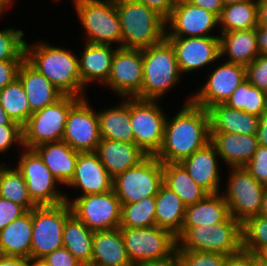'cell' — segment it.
Masks as SVG:
<instances>
[{"instance_id": "obj_5", "label": "cell", "mask_w": 267, "mask_h": 266, "mask_svg": "<svg viewBox=\"0 0 267 266\" xmlns=\"http://www.w3.org/2000/svg\"><path fill=\"white\" fill-rule=\"evenodd\" d=\"M177 249L231 255L242 249V224L231 215L215 225L182 227L176 235Z\"/></svg>"}, {"instance_id": "obj_20", "label": "cell", "mask_w": 267, "mask_h": 266, "mask_svg": "<svg viewBox=\"0 0 267 266\" xmlns=\"http://www.w3.org/2000/svg\"><path fill=\"white\" fill-rule=\"evenodd\" d=\"M66 186L81 189L79 196L104 193L113 190V178L96 152H79L74 176Z\"/></svg>"}, {"instance_id": "obj_63", "label": "cell", "mask_w": 267, "mask_h": 266, "mask_svg": "<svg viewBox=\"0 0 267 266\" xmlns=\"http://www.w3.org/2000/svg\"><path fill=\"white\" fill-rule=\"evenodd\" d=\"M260 258L267 263V250L260 256Z\"/></svg>"}, {"instance_id": "obj_32", "label": "cell", "mask_w": 267, "mask_h": 266, "mask_svg": "<svg viewBox=\"0 0 267 266\" xmlns=\"http://www.w3.org/2000/svg\"><path fill=\"white\" fill-rule=\"evenodd\" d=\"M220 194H208L201 201L186 206L182 227H207L224 222L230 213L223 194Z\"/></svg>"}, {"instance_id": "obj_53", "label": "cell", "mask_w": 267, "mask_h": 266, "mask_svg": "<svg viewBox=\"0 0 267 266\" xmlns=\"http://www.w3.org/2000/svg\"><path fill=\"white\" fill-rule=\"evenodd\" d=\"M258 117L259 125L256 134L258 145L267 147V110L261 113Z\"/></svg>"}, {"instance_id": "obj_27", "label": "cell", "mask_w": 267, "mask_h": 266, "mask_svg": "<svg viewBox=\"0 0 267 266\" xmlns=\"http://www.w3.org/2000/svg\"><path fill=\"white\" fill-rule=\"evenodd\" d=\"M34 150L59 183L66 186L71 181L75 173L78 151L64 141L44 143Z\"/></svg>"}, {"instance_id": "obj_8", "label": "cell", "mask_w": 267, "mask_h": 266, "mask_svg": "<svg viewBox=\"0 0 267 266\" xmlns=\"http://www.w3.org/2000/svg\"><path fill=\"white\" fill-rule=\"evenodd\" d=\"M79 99L63 95L56 102L33 112L22 127L23 147L34 149L44 143L62 141L68 112Z\"/></svg>"}, {"instance_id": "obj_9", "label": "cell", "mask_w": 267, "mask_h": 266, "mask_svg": "<svg viewBox=\"0 0 267 266\" xmlns=\"http://www.w3.org/2000/svg\"><path fill=\"white\" fill-rule=\"evenodd\" d=\"M71 213V206L67 202L32 209L31 259H42L63 247L64 223Z\"/></svg>"}, {"instance_id": "obj_65", "label": "cell", "mask_w": 267, "mask_h": 266, "mask_svg": "<svg viewBox=\"0 0 267 266\" xmlns=\"http://www.w3.org/2000/svg\"><path fill=\"white\" fill-rule=\"evenodd\" d=\"M5 163H0V171H1V168H2V166L4 165Z\"/></svg>"}, {"instance_id": "obj_61", "label": "cell", "mask_w": 267, "mask_h": 266, "mask_svg": "<svg viewBox=\"0 0 267 266\" xmlns=\"http://www.w3.org/2000/svg\"><path fill=\"white\" fill-rule=\"evenodd\" d=\"M30 266H48V265L41 259H31Z\"/></svg>"}, {"instance_id": "obj_40", "label": "cell", "mask_w": 267, "mask_h": 266, "mask_svg": "<svg viewBox=\"0 0 267 266\" xmlns=\"http://www.w3.org/2000/svg\"><path fill=\"white\" fill-rule=\"evenodd\" d=\"M120 228H147L156 226L155 197H147L131 204H121Z\"/></svg>"}, {"instance_id": "obj_51", "label": "cell", "mask_w": 267, "mask_h": 266, "mask_svg": "<svg viewBox=\"0 0 267 266\" xmlns=\"http://www.w3.org/2000/svg\"><path fill=\"white\" fill-rule=\"evenodd\" d=\"M138 2L144 4L145 6L156 11L165 20H167L172 10L177 3V0H137Z\"/></svg>"}, {"instance_id": "obj_35", "label": "cell", "mask_w": 267, "mask_h": 266, "mask_svg": "<svg viewBox=\"0 0 267 266\" xmlns=\"http://www.w3.org/2000/svg\"><path fill=\"white\" fill-rule=\"evenodd\" d=\"M156 226L172 232L175 236L181 231L184 223L186 206L182 200L164 184L155 196Z\"/></svg>"}, {"instance_id": "obj_18", "label": "cell", "mask_w": 267, "mask_h": 266, "mask_svg": "<svg viewBox=\"0 0 267 266\" xmlns=\"http://www.w3.org/2000/svg\"><path fill=\"white\" fill-rule=\"evenodd\" d=\"M218 25L219 17L216 14L187 0H177L170 17L166 20L165 37L216 36L210 34Z\"/></svg>"}, {"instance_id": "obj_25", "label": "cell", "mask_w": 267, "mask_h": 266, "mask_svg": "<svg viewBox=\"0 0 267 266\" xmlns=\"http://www.w3.org/2000/svg\"><path fill=\"white\" fill-rule=\"evenodd\" d=\"M116 49L114 50L111 45L90 43L84 45L81 58H78L79 73L84 88L95 81L102 85L107 82Z\"/></svg>"}, {"instance_id": "obj_55", "label": "cell", "mask_w": 267, "mask_h": 266, "mask_svg": "<svg viewBox=\"0 0 267 266\" xmlns=\"http://www.w3.org/2000/svg\"><path fill=\"white\" fill-rule=\"evenodd\" d=\"M31 258L17 256H0V266H30Z\"/></svg>"}, {"instance_id": "obj_7", "label": "cell", "mask_w": 267, "mask_h": 266, "mask_svg": "<svg viewBox=\"0 0 267 266\" xmlns=\"http://www.w3.org/2000/svg\"><path fill=\"white\" fill-rule=\"evenodd\" d=\"M129 260L133 265L144 261L173 259L177 249L176 236L157 226L120 228Z\"/></svg>"}, {"instance_id": "obj_43", "label": "cell", "mask_w": 267, "mask_h": 266, "mask_svg": "<svg viewBox=\"0 0 267 266\" xmlns=\"http://www.w3.org/2000/svg\"><path fill=\"white\" fill-rule=\"evenodd\" d=\"M226 255L206 251L176 250L178 266H223Z\"/></svg>"}, {"instance_id": "obj_1", "label": "cell", "mask_w": 267, "mask_h": 266, "mask_svg": "<svg viewBox=\"0 0 267 266\" xmlns=\"http://www.w3.org/2000/svg\"><path fill=\"white\" fill-rule=\"evenodd\" d=\"M187 99L171 120L166 117L162 145L154 155L162 163H180L210 142L208 110L195 105L191 96Z\"/></svg>"}, {"instance_id": "obj_13", "label": "cell", "mask_w": 267, "mask_h": 266, "mask_svg": "<svg viewBox=\"0 0 267 266\" xmlns=\"http://www.w3.org/2000/svg\"><path fill=\"white\" fill-rule=\"evenodd\" d=\"M157 100L130 98V120L134 143L148 156H154L163 141L167 114Z\"/></svg>"}, {"instance_id": "obj_31", "label": "cell", "mask_w": 267, "mask_h": 266, "mask_svg": "<svg viewBox=\"0 0 267 266\" xmlns=\"http://www.w3.org/2000/svg\"><path fill=\"white\" fill-rule=\"evenodd\" d=\"M120 105L97 112L100 137L121 142L134 143L130 120V98L122 99Z\"/></svg>"}, {"instance_id": "obj_50", "label": "cell", "mask_w": 267, "mask_h": 266, "mask_svg": "<svg viewBox=\"0 0 267 266\" xmlns=\"http://www.w3.org/2000/svg\"><path fill=\"white\" fill-rule=\"evenodd\" d=\"M23 61H0V90L12 83L18 76Z\"/></svg>"}, {"instance_id": "obj_14", "label": "cell", "mask_w": 267, "mask_h": 266, "mask_svg": "<svg viewBox=\"0 0 267 266\" xmlns=\"http://www.w3.org/2000/svg\"><path fill=\"white\" fill-rule=\"evenodd\" d=\"M23 148L16 168L21 172L28 193L37 206L66 202L65 194L57 191L59 183L34 149ZM58 184V185H57ZM57 186V187H56Z\"/></svg>"}, {"instance_id": "obj_46", "label": "cell", "mask_w": 267, "mask_h": 266, "mask_svg": "<svg viewBox=\"0 0 267 266\" xmlns=\"http://www.w3.org/2000/svg\"><path fill=\"white\" fill-rule=\"evenodd\" d=\"M18 143L23 147V131L20 125L0 126V152H7L12 145Z\"/></svg>"}, {"instance_id": "obj_39", "label": "cell", "mask_w": 267, "mask_h": 266, "mask_svg": "<svg viewBox=\"0 0 267 266\" xmlns=\"http://www.w3.org/2000/svg\"><path fill=\"white\" fill-rule=\"evenodd\" d=\"M227 106L259 116L267 110V93L243 81L224 103Z\"/></svg>"}, {"instance_id": "obj_30", "label": "cell", "mask_w": 267, "mask_h": 266, "mask_svg": "<svg viewBox=\"0 0 267 266\" xmlns=\"http://www.w3.org/2000/svg\"><path fill=\"white\" fill-rule=\"evenodd\" d=\"M219 37L221 57L228 56V62L246 67L260 55L255 28L222 32Z\"/></svg>"}, {"instance_id": "obj_15", "label": "cell", "mask_w": 267, "mask_h": 266, "mask_svg": "<svg viewBox=\"0 0 267 266\" xmlns=\"http://www.w3.org/2000/svg\"><path fill=\"white\" fill-rule=\"evenodd\" d=\"M101 140L97 111L87 98H80L69 110L62 141L78 152H95Z\"/></svg>"}, {"instance_id": "obj_33", "label": "cell", "mask_w": 267, "mask_h": 266, "mask_svg": "<svg viewBox=\"0 0 267 266\" xmlns=\"http://www.w3.org/2000/svg\"><path fill=\"white\" fill-rule=\"evenodd\" d=\"M93 233L73 213L66 218L63 228V247L84 266L91 265Z\"/></svg>"}, {"instance_id": "obj_12", "label": "cell", "mask_w": 267, "mask_h": 266, "mask_svg": "<svg viewBox=\"0 0 267 266\" xmlns=\"http://www.w3.org/2000/svg\"><path fill=\"white\" fill-rule=\"evenodd\" d=\"M72 213L92 232L112 230L120 227L122 205L114 190L88 194L69 199Z\"/></svg>"}, {"instance_id": "obj_26", "label": "cell", "mask_w": 267, "mask_h": 266, "mask_svg": "<svg viewBox=\"0 0 267 266\" xmlns=\"http://www.w3.org/2000/svg\"><path fill=\"white\" fill-rule=\"evenodd\" d=\"M92 248L90 266H134L127 255L120 227L94 232Z\"/></svg>"}, {"instance_id": "obj_62", "label": "cell", "mask_w": 267, "mask_h": 266, "mask_svg": "<svg viewBox=\"0 0 267 266\" xmlns=\"http://www.w3.org/2000/svg\"><path fill=\"white\" fill-rule=\"evenodd\" d=\"M245 0H222V3L224 6L229 5V4H234V3H239L243 2Z\"/></svg>"}, {"instance_id": "obj_36", "label": "cell", "mask_w": 267, "mask_h": 266, "mask_svg": "<svg viewBox=\"0 0 267 266\" xmlns=\"http://www.w3.org/2000/svg\"><path fill=\"white\" fill-rule=\"evenodd\" d=\"M221 32L254 29L258 25L257 0L229 4L219 17Z\"/></svg>"}, {"instance_id": "obj_22", "label": "cell", "mask_w": 267, "mask_h": 266, "mask_svg": "<svg viewBox=\"0 0 267 266\" xmlns=\"http://www.w3.org/2000/svg\"><path fill=\"white\" fill-rule=\"evenodd\" d=\"M95 152L112 178L139 165L148 157L135 143L102 138Z\"/></svg>"}, {"instance_id": "obj_54", "label": "cell", "mask_w": 267, "mask_h": 266, "mask_svg": "<svg viewBox=\"0 0 267 266\" xmlns=\"http://www.w3.org/2000/svg\"><path fill=\"white\" fill-rule=\"evenodd\" d=\"M255 33L259 54L267 55V27L257 25Z\"/></svg>"}, {"instance_id": "obj_11", "label": "cell", "mask_w": 267, "mask_h": 266, "mask_svg": "<svg viewBox=\"0 0 267 266\" xmlns=\"http://www.w3.org/2000/svg\"><path fill=\"white\" fill-rule=\"evenodd\" d=\"M228 187L223 194L230 215L244 223L248 218L261 214L266 186L259 183L245 167H229Z\"/></svg>"}, {"instance_id": "obj_37", "label": "cell", "mask_w": 267, "mask_h": 266, "mask_svg": "<svg viewBox=\"0 0 267 266\" xmlns=\"http://www.w3.org/2000/svg\"><path fill=\"white\" fill-rule=\"evenodd\" d=\"M5 165L0 171V197L21 205L26 211L36 208L21 172L16 167Z\"/></svg>"}, {"instance_id": "obj_10", "label": "cell", "mask_w": 267, "mask_h": 266, "mask_svg": "<svg viewBox=\"0 0 267 266\" xmlns=\"http://www.w3.org/2000/svg\"><path fill=\"white\" fill-rule=\"evenodd\" d=\"M163 185V163L148 156L139 165L113 178V190L121 204H131L155 197Z\"/></svg>"}, {"instance_id": "obj_2", "label": "cell", "mask_w": 267, "mask_h": 266, "mask_svg": "<svg viewBox=\"0 0 267 266\" xmlns=\"http://www.w3.org/2000/svg\"><path fill=\"white\" fill-rule=\"evenodd\" d=\"M25 59L42 73L60 92L84 98L76 54L70 50L51 46L43 41L30 45L26 42Z\"/></svg>"}, {"instance_id": "obj_42", "label": "cell", "mask_w": 267, "mask_h": 266, "mask_svg": "<svg viewBox=\"0 0 267 266\" xmlns=\"http://www.w3.org/2000/svg\"><path fill=\"white\" fill-rule=\"evenodd\" d=\"M24 32L15 28L0 30V61H23L26 55Z\"/></svg>"}, {"instance_id": "obj_34", "label": "cell", "mask_w": 267, "mask_h": 266, "mask_svg": "<svg viewBox=\"0 0 267 266\" xmlns=\"http://www.w3.org/2000/svg\"><path fill=\"white\" fill-rule=\"evenodd\" d=\"M163 184L185 204H195L209 193L194 182L181 163H163Z\"/></svg>"}, {"instance_id": "obj_17", "label": "cell", "mask_w": 267, "mask_h": 266, "mask_svg": "<svg viewBox=\"0 0 267 266\" xmlns=\"http://www.w3.org/2000/svg\"><path fill=\"white\" fill-rule=\"evenodd\" d=\"M207 79L205 85L195 94H191V101L208 110L216 104L225 103L233 91L246 78V67L232 62L218 64ZM193 95V96H192Z\"/></svg>"}, {"instance_id": "obj_28", "label": "cell", "mask_w": 267, "mask_h": 266, "mask_svg": "<svg viewBox=\"0 0 267 266\" xmlns=\"http://www.w3.org/2000/svg\"><path fill=\"white\" fill-rule=\"evenodd\" d=\"M210 132H229L243 135H256L259 117L231 108L224 103L213 105L208 109Z\"/></svg>"}, {"instance_id": "obj_60", "label": "cell", "mask_w": 267, "mask_h": 266, "mask_svg": "<svg viewBox=\"0 0 267 266\" xmlns=\"http://www.w3.org/2000/svg\"><path fill=\"white\" fill-rule=\"evenodd\" d=\"M13 1L14 0H0V14H2L10 5L12 6Z\"/></svg>"}, {"instance_id": "obj_56", "label": "cell", "mask_w": 267, "mask_h": 266, "mask_svg": "<svg viewBox=\"0 0 267 266\" xmlns=\"http://www.w3.org/2000/svg\"><path fill=\"white\" fill-rule=\"evenodd\" d=\"M258 25L267 27V0H257Z\"/></svg>"}, {"instance_id": "obj_64", "label": "cell", "mask_w": 267, "mask_h": 266, "mask_svg": "<svg viewBox=\"0 0 267 266\" xmlns=\"http://www.w3.org/2000/svg\"><path fill=\"white\" fill-rule=\"evenodd\" d=\"M258 266H267V263H265L259 256V265Z\"/></svg>"}, {"instance_id": "obj_21", "label": "cell", "mask_w": 267, "mask_h": 266, "mask_svg": "<svg viewBox=\"0 0 267 266\" xmlns=\"http://www.w3.org/2000/svg\"><path fill=\"white\" fill-rule=\"evenodd\" d=\"M218 156L216 148L209 142L180 162L194 182L209 194H216L221 191L219 173L221 168L217 162Z\"/></svg>"}, {"instance_id": "obj_58", "label": "cell", "mask_w": 267, "mask_h": 266, "mask_svg": "<svg viewBox=\"0 0 267 266\" xmlns=\"http://www.w3.org/2000/svg\"><path fill=\"white\" fill-rule=\"evenodd\" d=\"M1 125H19L18 123L14 122L9 115L5 112L3 107L0 104V126Z\"/></svg>"}, {"instance_id": "obj_48", "label": "cell", "mask_w": 267, "mask_h": 266, "mask_svg": "<svg viewBox=\"0 0 267 266\" xmlns=\"http://www.w3.org/2000/svg\"><path fill=\"white\" fill-rule=\"evenodd\" d=\"M41 260L48 266H84L65 247L56 249Z\"/></svg>"}, {"instance_id": "obj_24", "label": "cell", "mask_w": 267, "mask_h": 266, "mask_svg": "<svg viewBox=\"0 0 267 266\" xmlns=\"http://www.w3.org/2000/svg\"><path fill=\"white\" fill-rule=\"evenodd\" d=\"M17 78L22 83L32 112L43 109L64 95L26 59L19 67Z\"/></svg>"}, {"instance_id": "obj_4", "label": "cell", "mask_w": 267, "mask_h": 266, "mask_svg": "<svg viewBox=\"0 0 267 266\" xmlns=\"http://www.w3.org/2000/svg\"><path fill=\"white\" fill-rule=\"evenodd\" d=\"M142 57L143 83L141 92L135 98L158 101L182 78L175 50L165 38L156 45L142 49Z\"/></svg>"}, {"instance_id": "obj_59", "label": "cell", "mask_w": 267, "mask_h": 266, "mask_svg": "<svg viewBox=\"0 0 267 266\" xmlns=\"http://www.w3.org/2000/svg\"><path fill=\"white\" fill-rule=\"evenodd\" d=\"M260 215L267 218V186L263 194V203H262V209H261Z\"/></svg>"}, {"instance_id": "obj_45", "label": "cell", "mask_w": 267, "mask_h": 266, "mask_svg": "<svg viewBox=\"0 0 267 266\" xmlns=\"http://www.w3.org/2000/svg\"><path fill=\"white\" fill-rule=\"evenodd\" d=\"M244 167L259 183L267 186V147L258 145L252 159Z\"/></svg>"}, {"instance_id": "obj_3", "label": "cell", "mask_w": 267, "mask_h": 266, "mask_svg": "<svg viewBox=\"0 0 267 266\" xmlns=\"http://www.w3.org/2000/svg\"><path fill=\"white\" fill-rule=\"evenodd\" d=\"M120 20L121 47L144 49L166 36V20L137 0H115Z\"/></svg>"}, {"instance_id": "obj_38", "label": "cell", "mask_w": 267, "mask_h": 266, "mask_svg": "<svg viewBox=\"0 0 267 266\" xmlns=\"http://www.w3.org/2000/svg\"><path fill=\"white\" fill-rule=\"evenodd\" d=\"M0 104L9 117L23 127L32 115L21 81L16 78L0 90Z\"/></svg>"}, {"instance_id": "obj_6", "label": "cell", "mask_w": 267, "mask_h": 266, "mask_svg": "<svg viewBox=\"0 0 267 266\" xmlns=\"http://www.w3.org/2000/svg\"><path fill=\"white\" fill-rule=\"evenodd\" d=\"M86 43L121 47V25L115 0H73Z\"/></svg>"}, {"instance_id": "obj_16", "label": "cell", "mask_w": 267, "mask_h": 266, "mask_svg": "<svg viewBox=\"0 0 267 266\" xmlns=\"http://www.w3.org/2000/svg\"><path fill=\"white\" fill-rule=\"evenodd\" d=\"M143 83L142 49L117 47L107 85L122 98H135Z\"/></svg>"}, {"instance_id": "obj_49", "label": "cell", "mask_w": 267, "mask_h": 266, "mask_svg": "<svg viewBox=\"0 0 267 266\" xmlns=\"http://www.w3.org/2000/svg\"><path fill=\"white\" fill-rule=\"evenodd\" d=\"M259 256L253 252L241 249L239 252L228 255L223 266H258Z\"/></svg>"}, {"instance_id": "obj_57", "label": "cell", "mask_w": 267, "mask_h": 266, "mask_svg": "<svg viewBox=\"0 0 267 266\" xmlns=\"http://www.w3.org/2000/svg\"><path fill=\"white\" fill-rule=\"evenodd\" d=\"M134 266H178V263L176 258L174 257L173 259L164 261H144Z\"/></svg>"}, {"instance_id": "obj_47", "label": "cell", "mask_w": 267, "mask_h": 266, "mask_svg": "<svg viewBox=\"0 0 267 266\" xmlns=\"http://www.w3.org/2000/svg\"><path fill=\"white\" fill-rule=\"evenodd\" d=\"M25 212L21 205L0 197V231Z\"/></svg>"}, {"instance_id": "obj_23", "label": "cell", "mask_w": 267, "mask_h": 266, "mask_svg": "<svg viewBox=\"0 0 267 266\" xmlns=\"http://www.w3.org/2000/svg\"><path fill=\"white\" fill-rule=\"evenodd\" d=\"M210 142L228 168L244 167L252 159L258 146L256 135L229 132H210Z\"/></svg>"}, {"instance_id": "obj_19", "label": "cell", "mask_w": 267, "mask_h": 266, "mask_svg": "<svg viewBox=\"0 0 267 266\" xmlns=\"http://www.w3.org/2000/svg\"><path fill=\"white\" fill-rule=\"evenodd\" d=\"M173 46L181 74L198 70L221 58L220 37H165Z\"/></svg>"}, {"instance_id": "obj_41", "label": "cell", "mask_w": 267, "mask_h": 266, "mask_svg": "<svg viewBox=\"0 0 267 266\" xmlns=\"http://www.w3.org/2000/svg\"><path fill=\"white\" fill-rule=\"evenodd\" d=\"M242 249L258 256L267 250V218L258 215L242 223Z\"/></svg>"}, {"instance_id": "obj_29", "label": "cell", "mask_w": 267, "mask_h": 266, "mask_svg": "<svg viewBox=\"0 0 267 266\" xmlns=\"http://www.w3.org/2000/svg\"><path fill=\"white\" fill-rule=\"evenodd\" d=\"M32 231V210H28L0 231V253L30 258Z\"/></svg>"}, {"instance_id": "obj_52", "label": "cell", "mask_w": 267, "mask_h": 266, "mask_svg": "<svg viewBox=\"0 0 267 266\" xmlns=\"http://www.w3.org/2000/svg\"><path fill=\"white\" fill-rule=\"evenodd\" d=\"M187 1L195 6L201 7L205 10H208L216 14L218 17L221 16L224 7L222 0H187Z\"/></svg>"}, {"instance_id": "obj_44", "label": "cell", "mask_w": 267, "mask_h": 266, "mask_svg": "<svg viewBox=\"0 0 267 266\" xmlns=\"http://www.w3.org/2000/svg\"><path fill=\"white\" fill-rule=\"evenodd\" d=\"M246 78L253 86L267 93V55H259L246 66Z\"/></svg>"}]
</instances>
